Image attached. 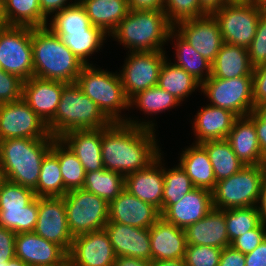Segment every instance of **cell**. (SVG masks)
<instances>
[{"instance_id":"cell-1","label":"cell","mask_w":266,"mask_h":266,"mask_svg":"<svg viewBox=\"0 0 266 266\" xmlns=\"http://www.w3.org/2000/svg\"><path fill=\"white\" fill-rule=\"evenodd\" d=\"M155 123L137 121L112 122L102 128V162L105 169L124 177L147 168L162 153L155 135Z\"/></svg>"},{"instance_id":"cell-2","label":"cell","mask_w":266,"mask_h":266,"mask_svg":"<svg viewBox=\"0 0 266 266\" xmlns=\"http://www.w3.org/2000/svg\"><path fill=\"white\" fill-rule=\"evenodd\" d=\"M34 77L75 83L85 66L47 26L32 28Z\"/></svg>"},{"instance_id":"cell-3","label":"cell","mask_w":266,"mask_h":266,"mask_svg":"<svg viewBox=\"0 0 266 266\" xmlns=\"http://www.w3.org/2000/svg\"><path fill=\"white\" fill-rule=\"evenodd\" d=\"M174 25L163 10H132L110 34L130 52L164 51Z\"/></svg>"},{"instance_id":"cell-4","label":"cell","mask_w":266,"mask_h":266,"mask_svg":"<svg viewBox=\"0 0 266 266\" xmlns=\"http://www.w3.org/2000/svg\"><path fill=\"white\" fill-rule=\"evenodd\" d=\"M54 139L11 138L0 141V160L7 181L37 187L42 160Z\"/></svg>"},{"instance_id":"cell-5","label":"cell","mask_w":266,"mask_h":266,"mask_svg":"<svg viewBox=\"0 0 266 266\" xmlns=\"http://www.w3.org/2000/svg\"><path fill=\"white\" fill-rule=\"evenodd\" d=\"M111 123L75 82L63 88L55 116L47 127L54 138H60L72 130L100 129Z\"/></svg>"},{"instance_id":"cell-6","label":"cell","mask_w":266,"mask_h":266,"mask_svg":"<svg viewBox=\"0 0 266 266\" xmlns=\"http://www.w3.org/2000/svg\"><path fill=\"white\" fill-rule=\"evenodd\" d=\"M76 84L88 96L111 122H126L121 115L122 109H129L119 73L85 65L77 77Z\"/></svg>"},{"instance_id":"cell-7","label":"cell","mask_w":266,"mask_h":266,"mask_svg":"<svg viewBox=\"0 0 266 266\" xmlns=\"http://www.w3.org/2000/svg\"><path fill=\"white\" fill-rule=\"evenodd\" d=\"M263 181L260 165L243 167L216 183L212 191L213 208L225 210L257 206Z\"/></svg>"},{"instance_id":"cell-8","label":"cell","mask_w":266,"mask_h":266,"mask_svg":"<svg viewBox=\"0 0 266 266\" xmlns=\"http://www.w3.org/2000/svg\"><path fill=\"white\" fill-rule=\"evenodd\" d=\"M68 228L74 237L103 230L109 219V203L83 188L64 195Z\"/></svg>"},{"instance_id":"cell-9","label":"cell","mask_w":266,"mask_h":266,"mask_svg":"<svg viewBox=\"0 0 266 266\" xmlns=\"http://www.w3.org/2000/svg\"><path fill=\"white\" fill-rule=\"evenodd\" d=\"M0 65L23 81L34 76L32 27L5 25L0 29Z\"/></svg>"},{"instance_id":"cell-10","label":"cell","mask_w":266,"mask_h":266,"mask_svg":"<svg viewBox=\"0 0 266 266\" xmlns=\"http://www.w3.org/2000/svg\"><path fill=\"white\" fill-rule=\"evenodd\" d=\"M200 89L210 100V105L229 110L237 117L248 116L254 109L252 76L210 77Z\"/></svg>"},{"instance_id":"cell-11","label":"cell","mask_w":266,"mask_h":266,"mask_svg":"<svg viewBox=\"0 0 266 266\" xmlns=\"http://www.w3.org/2000/svg\"><path fill=\"white\" fill-rule=\"evenodd\" d=\"M263 12L253 3L225 4L212 15L217 20L225 43L248 47L256 34Z\"/></svg>"},{"instance_id":"cell-12","label":"cell","mask_w":266,"mask_h":266,"mask_svg":"<svg viewBox=\"0 0 266 266\" xmlns=\"http://www.w3.org/2000/svg\"><path fill=\"white\" fill-rule=\"evenodd\" d=\"M11 138L55 139L23 99L0 104V141Z\"/></svg>"},{"instance_id":"cell-13","label":"cell","mask_w":266,"mask_h":266,"mask_svg":"<svg viewBox=\"0 0 266 266\" xmlns=\"http://www.w3.org/2000/svg\"><path fill=\"white\" fill-rule=\"evenodd\" d=\"M166 51L130 52L125 58L120 78L126 97L130 100L138 92L158 85Z\"/></svg>"},{"instance_id":"cell-14","label":"cell","mask_w":266,"mask_h":266,"mask_svg":"<svg viewBox=\"0 0 266 266\" xmlns=\"http://www.w3.org/2000/svg\"><path fill=\"white\" fill-rule=\"evenodd\" d=\"M37 235L70 251L71 235L63 197H38V219L34 229Z\"/></svg>"},{"instance_id":"cell-15","label":"cell","mask_w":266,"mask_h":266,"mask_svg":"<svg viewBox=\"0 0 266 266\" xmlns=\"http://www.w3.org/2000/svg\"><path fill=\"white\" fill-rule=\"evenodd\" d=\"M174 29L211 64L224 44L217 20L212 14L182 20Z\"/></svg>"},{"instance_id":"cell-16","label":"cell","mask_w":266,"mask_h":266,"mask_svg":"<svg viewBox=\"0 0 266 266\" xmlns=\"http://www.w3.org/2000/svg\"><path fill=\"white\" fill-rule=\"evenodd\" d=\"M115 258L105 229L74 237L68 252L72 266H114Z\"/></svg>"},{"instance_id":"cell-17","label":"cell","mask_w":266,"mask_h":266,"mask_svg":"<svg viewBox=\"0 0 266 266\" xmlns=\"http://www.w3.org/2000/svg\"><path fill=\"white\" fill-rule=\"evenodd\" d=\"M15 256L29 266H64L68 253L59 245L33 232L18 233Z\"/></svg>"},{"instance_id":"cell-18","label":"cell","mask_w":266,"mask_h":266,"mask_svg":"<svg viewBox=\"0 0 266 266\" xmlns=\"http://www.w3.org/2000/svg\"><path fill=\"white\" fill-rule=\"evenodd\" d=\"M160 217L156 207L131 195L125 188L109 202L108 222L149 229Z\"/></svg>"},{"instance_id":"cell-19","label":"cell","mask_w":266,"mask_h":266,"mask_svg":"<svg viewBox=\"0 0 266 266\" xmlns=\"http://www.w3.org/2000/svg\"><path fill=\"white\" fill-rule=\"evenodd\" d=\"M116 257H132L151 262L150 230L107 222L104 227Z\"/></svg>"},{"instance_id":"cell-20","label":"cell","mask_w":266,"mask_h":266,"mask_svg":"<svg viewBox=\"0 0 266 266\" xmlns=\"http://www.w3.org/2000/svg\"><path fill=\"white\" fill-rule=\"evenodd\" d=\"M67 84L33 76L23 82L22 99L47 124L55 116L61 93Z\"/></svg>"},{"instance_id":"cell-21","label":"cell","mask_w":266,"mask_h":266,"mask_svg":"<svg viewBox=\"0 0 266 266\" xmlns=\"http://www.w3.org/2000/svg\"><path fill=\"white\" fill-rule=\"evenodd\" d=\"M162 154L147 168L125 176V189L140 200L156 207L161 214L164 186Z\"/></svg>"},{"instance_id":"cell-22","label":"cell","mask_w":266,"mask_h":266,"mask_svg":"<svg viewBox=\"0 0 266 266\" xmlns=\"http://www.w3.org/2000/svg\"><path fill=\"white\" fill-rule=\"evenodd\" d=\"M212 209V192L195 187L185 194L182 200L170 205L161 217L166 222L185 230L191 224L204 218Z\"/></svg>"},{"instance_id":"cell-23","label":"cell","mask_w":266,"mask_h":266,"mask_svg":"<svg viewBox=\"0 0 266 266\" xmlns=\"http://www.w3.org/2000/svg\"><path fill=\"white\" fill-rule=\"evenodd\" d=\"M150 230L151 262L158 260H184L186 252L185 230L160 217Z\"/></svg>"},{"instance_id":"cell-24","label":"cell","mask_w":266,"mask_h":266,"mask_svg":"<svg viewBox=\"0 0 266 266\" xmlns=\"http://www.w3.org/2000/svg\"><path fill=\"white\" fill-rule=\"evenodd\" d=\"M187 245L212 246L223 249L230 246L225 210L213 208L204 218L185 229Z\"/></svg>"},{"instance_id":"cell-25","label":"cell","mask_w":266,"mask_h":266,"mask_svg":"<svg viewBox=\"0 0 266 266\" xmlns=\"http://www.w3.org/2000/svg\"><path fill=\"white\" fill-rule=\"evenodd\" d=\"M60 139L75 153L86 173L104 168L101 154L102 128L72 130Z\"/></svg>"},{"instance_id":"cell-26","label":"cell","mask_w":266,"mask_h":266,"mask_svg":"<svg viewBox=\"0 0 266 266\" xmlns=\"http://www.w3.org/2000/svg\"><path fill=\"white\" fill-rule=\"evenodd\" d=\"M196 114L192 123L197 139L195 143L226 139L234 121L238 118L231 111L210 104L200 108Z\"/></svg>"},{"instance_id":"cell-27","label":"cell","mask_w":266,"mask_h":266,"mask_svg":"<svg viewBox=\"0 0 266 266\" xmlns=\"http://www.w3.org/2000/svg\"><path fill=\"white\" fill-rule=\"evenodd\" d=\"M226 140L244 166L261 165V152L254 123L247 117H238Z\"/></svg>"},{"instance_id":"cell-28","label":"cell","mask_w":266,"mask_h":266,"mask_svg":"<svg viewBox=\"0 0 266 266\" xmlns=\"http://www.w3.org/2000/svg\"><path fill=\"white\" fill-rule=\"evenodd\" d=\"M253 68L246 47L224 42L212 63L210 77L232 79L252 76Z\"/></svg>"},{"instance_id":"cell-29","label":"cell","mask_w":266,"mask_h":266,"mask_svg":"<svg viewBox=\"0 0 266 266\" xmlns=\"http://www.w3.org/2000/svg\"><path fill=\"white\" fill-rule=\"evenodd\" d=\"M180 154L179 165L191 179L194 187L213 191L216 179L206 149L200 143H192Z\"/></svg>"},{"instance_id":"cell-30","label":"cell","mask_w":266,"mask_h":266,"mask_svg":"<svg viewBox=\"0 0 266 266\" xmlns=\"http://www.w3.org/2000/svg\"><path fill=\"white\" fill-rule=\"evenodd\" d=\"M84 6L93 26L100 28L106 35L116 29L119 22L129 13L128 0H79Z\"/></svg>"},{"instance_id":"cell-31","label":"cell","mask_w":266,"mask_h":266,"mask_svg":"<svg viewBox=\"0 0 266 266\" xmlns=\"http://www.w3.org/2000/svg\"><path fill=\"white\" fill-rule=\"evenodd\" d=\"M1 6L7 26H48L49 19L41 12L39 0H4Z\"/></svg>"},{"instance_id":"cell-32","label":"cell","mask_w":266,"mask_h":266,"mask_svg":"<svg viewBox=\"0 0 266 266\" xmlns=\"http://www.w3.org/2000/svg\"><path fill=\"white\" fill-rule=\"evenodd\" d=\"M174 39L176 44V60L173 64L183 68L188 74H191L201 84L210 78L212 64L207 61L173 28L170 31L169 39ZM205 73V74H204Z\"/></svg>"},{"instance_id":"cell-33","label":"cell","mask_w":266,"mask_h":266,"mask_svg":"<svg viewBox=\"0 0 266 266\" xmlns=\"http://www.w3.org/2000/svg\"><path fill=\"white\" fill-rule=\"evenodd\" d=\"M200 144L208 153L216 182L229 178L245 167L226 139L208 140Z\"/></svg>"},{"instance_id":"cell-34","label":"cell","mask_w":266,"mask_h":266,"mask_svg":"<svg viewBox=\"0 0 266 266\" xmlns=\"http://www.w3.org/2000/svg\"><path fill=\"white\" fill-rule=\"evenodd\" d=\"M72 53L85 65L94 52L100 51L107 35L98 27L91 26L87 31H68V33H55Z\"/></svg>"},{"instance_id":"cell-35","label":"cell","mask_w":266,"mask_h":266,"mask_svg":"<svg viewBox=\"0 0 266 266\" xmlns=\"http://www.w3.org/2000/svg\"><path fill=\"white\" fill-rule=\"evenodd\" d=\"M157 86L182 102L197 88H201V83L171 60L168 62L167 58L161 67Z\"/></svg>"},{"instance_id":"cell-36","label":"cell","mask_w":266,"mask_h":266,"mask_svg":"<svg viewBox=\"0 0 266 266\" xmlns=\"http://www.w3.org/2000/svg\"><path fill=\"white\" fill-rule=\"evenodd\" d=\"M50 151L58 158L65 194L68 191L82 188L86 172L75 153L60 138L53 140Z\"/></svg>"},{"instance_id":"cell-37","label":"cell","mask_w":266,"mask_h":266,"mask_svg":"<svg viewBox=\"0 0 266 266\" xmlns=\"http://www.w3.org/2000/svg\"><path fill=\"white\" fill-rule=\"evenodd\" d=\"M82 188L105 199L109 203L125 188V177L116 171H110L105 168L87 172Z\"/></svg>"},{"instance_id":"cell-38","label":"cell","mask_w":266,"mask_h":266,"mask_svg":"<svg viewBox=\"0 0 266 266\" xmlns=\"http://www.w3.org/2000/svg\"><path fill=\"white\" fill-rule=\"evenodd\" d=\"M37 197H63L65 186L58 158L49 151L42 160L41 171L34 189Z\"/></svg>"},{"instance_id":"cell-39","label":"cell","mask_w":266,"mask_h":266,"mask_svg":"<svg viewBox=\"0 0 266 266\" xmlns=\"http://www.w3.org/2000/svg\"><path fill=\"white\" fill-rule=\"evenodd\" d=\"M181 102L175 98L172 94L161 89L159 86H154L146 90L138 92L129 100L130 108L133 105L144 111V114L152 115L159 112H165V110L175 108L180 105Z\"/></svg>"},{"instance_id":"cell-40","label":"cell","mask_w":266,"mask_h":266,"mask_svg":"<svg viewBox=\"0 0 266 266\" xmlns=\"http://www.w3.org/2000/svg\"><path fill=\"white\" fill-rule=\"evenodd\" d=\"M195 187L185 173V171L176 165L171 169L164 168V186L162 196L161 214L172 204H176L184 198V195Z\"/></svg>"},{"instance_id":"cell-41","label":"cell","mask_w":266,"mask_h":266,"mask_svg":"<svg viewBox=\"0 0 266 266\" xmlns=\"http://www.w3.org/2000/svg\"><path fill=\"white\" fill-rule=\"evenodd\" d=\"M38 219V197L23 209H0V227L18 233L33 232Z\"/></svg>"},{"instance_id":"cell-42","label":"cell","mask_w":266,"mask_h":266,"mask_svg":"<svg viewBox=\"0 0 266 266\" xmlns=\"http://www.w3.org/2000/svg\"><path fill=\"white\" fill-rule=\"evenodd\" d=\"M48 28L53 33H68V31H87L91 26L84 6L77 3L54 13Z\"/></svg>"},{"instance_id":"cell-43","label":"cell","mask_w":266,"mask_h":266,"mask_svg":"<svg viewBox=\"0 0 266 266\" xmlns=\"http://www.w3.org/2000/svg\"><path fill=\"white\" fill-rule=\"evenodd\" d=\"M225 222L230 243L261 223L257 206L225 209Z\"/></svg>"},{"instance_id":"cell-44","label":"cell","mask_w":266,"mask_h":266,"mask_svg":"<svg viewBox=\"0 0 266 266\" xmlns=\"http://www.w3.org/2000/svg\"><path fill=\"white\" fill-rule=\"evenodd\" d=\"M35 197L33 189L6 181L0 187V209H23Z\"/></svg>"},{"instance_id":"cell-45","label":"cell","mask_w":266,"mask_h":266,"mask_svg":"<svg viewBox=\"0 0 266 266\" xmlns=\"http://www.w3.org/2000/svg\"><path fill=\"white\" fill-rule=\"evenodd\" d=\"M163 11L173 25L182 20L207 15L199 0H165Z\"/></svg>"},{"instance_id":"cell-46","label":"cell","mask_w":266,"mask_h":266,"mask_svg":"<svg viewBox=\"0 0 266 266\" xmlns=\"http://www.w3.org/2000/svg\"><path fill=\"white\" fill-rule=\"evenodd\" d=\"M221 252L222 249L212 246L187 245L185 266H218Z\"/></svg>"},{"instance_id":"cell-47","label":"cell","mask_w":266,"mask_h":266,"mask_svg":"<svg viewBox=\"0 0 266 266\" xmlns=\"http://www.w3.org/2000/svg\"><path fill=\"white\" fill-rule=\"evenodd\" d=\"M247 50L253 67L266 63V12L260 16L256 34Z\"/></svg>"},{"instance_id":"cell-48","label":"cell","mask_w":266,"mask_h":266,"mask_svg":"<svg viewBox=\"0 0 266 266\" xmlns=\"http://www.w3.org/2000/svg\"><path fill=\"white\" fill-rule=\"evenodd\" d=\"M23 80L5 71H0V104L22 99Z\"/></svg>"},{"instance_id":"cell-49","label":"cell","mask_w":266,"mask_h":266,"mask_svg":"<svg viewBox=\"0 0 266 266\" xmlns=\"http://www.w3.org/2000/svg\"><path fill=\"white\" fill-rule=\"evenodd\" d=\"M265 238L266 228L260 223L255 229L233 240L230 246L243 254H247L252 252Z\"/></svg>"},{"instance_id":"cell-50","label":"cell","mask_w":266,"mask_h":266,"mask_svg":"<svg viewBox=\"0 0 266 266\" xmlns=\"http://www.w3.org/2000/svg\"><path fill=\"white\" fill-rule=\"evenodd\" d=\"M255 125L257 139L262 154L266 153V103L255 105L253 111L247 116Z\"/></svg>"},{"instance_id":"cell-51","label":"cell","mask_w":266,"mask_h":266,"mask_svg":"<svg viewBox=\"0 0 266 266\" xmlns=\"http://www.w3.org/2000/svg\"><path fill=\"white\" fill-rule=\"evenodd\" d=\"M253 102L255 105L266 103V63L253 68Z\"/></svg>"},{"instance_id":"cell-52","label":"cell","mask_w":266,"mask_h":266,"mask_svg":"<svg viewBox=\"0 0 266 266\" xmlns=\"http://www.w3.org/2000/svg\"><path fill=\"white\" fill-rule=\"evenodd\" d=\"M16 233L0 227V262L9 261L15 257Z\"/></svg>"},{"instance_id":"cell-53","label":"cell","mask_w":266,"mask_h":266,"mask_svg":"<svg viewBox=\"0 0 266 266\" xmlns=\"http://www.w3.org/2000/svg\"><path fill=\"white\" fill-rule=\"evenodd\" d=\"M218 266H245V254L231 246L224 247Z\"/></svg>"},{"instance_id":"cell-54","label":"cell","mask_w":266,"mask_h":266,"mask_svg":"<svg viewBox=\"0 0 266 266\" xmlns=\"http://www.w3.org/2000/svg\"><path fill=\"white\" fill-rule=\"evenodd\" d=\"M245 266H266V238L252 252L245 254Z\"/></svg>"},{"instance_id":"cell-55","label":"cell","mask_w":266,"mask_h":266,"mask_svg":"<svg viewBox=\"0 0 266 266\" xmlns=\"http://www.w3.org/2000/svg\"><path fill=\"white\" fill-rule=\"evenodd\" d=\"M68 1L69 0H39L41 12L48 18V16L53 13L63 10L64 8L77 3L79 0H75L73 3H68Z\"/></svg>"},{"instance_id":"cell-56","label":"cell","mask_w":266,"mask_h":266,"mask_svg":"<svg viewBox=\"0 0 266 266\" xmlns=\"http://www.w3.org/2000/svg\"><path fill=\"white\" fill-rule=\"evenodd\" d=\"M128 3L132 10H163L165 0H128Z\"/></svg>"},{"instance_id":"cell-57","label":"cell","mask_w":266,"mask_h":266,"mask_svg":"<svg viewBox=\"0 0 266 266\" xmlns=\"http://www.w3.org/2000/svg\"><path fill=\"white\" fill-rule=\"evenodd\" d=\"M114 266H151V262L132 257H116Z\"/></svg>"},{"instance_id":"cell-58","label":"cell","mask_w":266,"mask_h":266,"mask_svg":"<svg viewBox=\"0 0 266 266\" xmlns=\"http://www.w3.org/2000/svg\"><path fill=\"white\" fill-rule=\"evenodd\" d=\"M258 204L259 206L257 205V209L260 216V221L266 228V179H264L262 183Z\"/></svg>"},{"instance_id":"cell-59","label":"cell","mask_w":266,"mask_h":266,"mask_svg":"<svg viewBox=\"0 0 266 266\" xmlns=\"http://www.w3.org/2000/svg\"><path fill=\"white\" fill-rule=\"evenodd\" d=\"M199 2L207 14H212L225 5L224 0H199Z\"/></svg>"},{"instance_id":"cell-60","label":"cell","mask_w":266,"mask_h":266,"mask_svg":"<svg viewBox=\"0 0 266 266\" xmlns=\"http://www.w3.org/2000/svg\"><path fill=\"white\" fill-rule=\"evenodd\" d=\"M151 266H185L182 259L152 261Z\"/></svg>"},{"instance_id":"cell-61","label":"cell","mask_w":266,"mask_h":266,"mask_svg":"<svg viewBox=\"0 0 266 266\" xmlns=\"http://www.w3.org/2000/svg\"><path fill=\"white\" fill-rule=\"evenodd\" d=\"M6 266H29L25 262H23L18 257H14L8 261V264Z\"/></svg>"},{"instance_id":"cell-62","label":"cell","mask_w":266,"mask_h":266,"mask_svg":"<svg viewBox=\"0 0 266 266\" xmlns=\"http://www.w3.org/2000/svg\"><path fill=\"white\" fill-rule=\"evenodd\" d=\"M251 3H253L262 12H266V0H251Z\"/></svg>"},{"instance_id":"cell-63","label":"cell","mask_w":266,"mask_h":266,"mask_svg":"<svg viewBox=\"0 0 266 266\" xmlns=\"http://www.w3.org/2000/svg\"><path fill=\"white\" fill-rule=\"evenodd\" d=\"M250 2L251 0H224L225 4H246Z\"/></svg>"},{"instance_id":"cell-64","label":"cell","mask_w":266,"mask_h":266,"mask_svg":"<svg viewBox=\"0 0 266 266\" xmlns=\"http://www.w3.org/2000/svg\"><path fill=\"white\" fill-rule=\"evenodd\" d=\"M7 181L6 176H5V172L3 170V166L1 164V160H0V187Z\"/></svg>"},{"instance_id":"cell-65","label":"cell","mask_w":266,"mask_h":266,"mask_svg":"<svg viewBox=\"0 0 266 266\" xmlns=\"http://www.w3.org/2000/svg\"><path fill=\"white\" fill-rule=\"evenodd\" d=\"M261 168L263 172L264 179H266V153L263 154L262 161H261Z\"/></svg>"},{"instance_id":"cell-66","label":"cell","mask_w":266,"mask_h":266,"mask_svg":"<svg viewBox=\"0 0 266 266\" xmlns=\"http://www.w3.org/2000/svg\"><path fill=\"white\" fill-rule=\"evenodd\" d=\"M5 26V22L3 20V16H2V6L0 3V29L3 28Z\"/></svg>"},{"instance_id":"cell-67","label":"cell","mask_w":266,"mask_h":266,"mask_svg":"<svg viewBox=\"0 0 266 266\" xmlns=\"http://www.w3.org/2000/svg\"><path fill=\"white\" fill-rule=\"evenodd\" d=\"M8 264V261L0 262V266H6Z\"/></svg>"},{"instance_id":"cell-68","label":"cell","mask_w":266,"mask_h":266,"mask_svg":"<svg viewBox=\"0 0 266 266\" xmlns=\"http://www.w3.org/2000/svg\"><path fill=\"white\" fill-rule=\"evenodd\" d=\"M64 266H72L69 262H67Z\"/></svg>"}]
</instances>
